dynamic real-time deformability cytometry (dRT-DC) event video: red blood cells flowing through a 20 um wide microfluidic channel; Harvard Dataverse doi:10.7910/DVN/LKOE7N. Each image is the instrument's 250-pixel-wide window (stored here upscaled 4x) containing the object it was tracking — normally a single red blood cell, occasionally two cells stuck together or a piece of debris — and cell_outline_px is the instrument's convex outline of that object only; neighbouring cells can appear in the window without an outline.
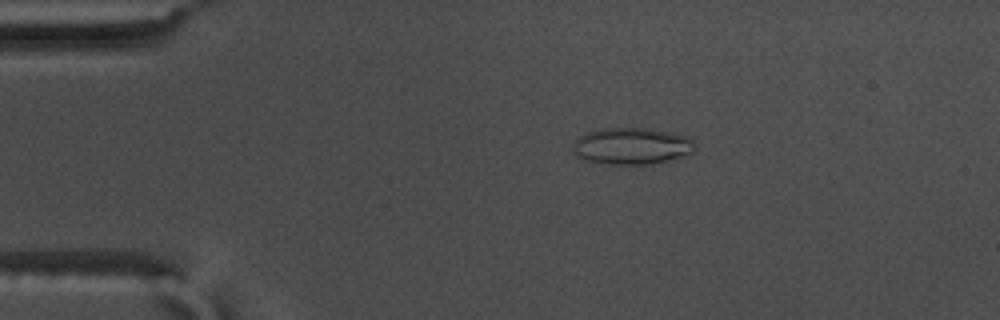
{"species": "common noctule bat (a hibernating species)", "species_latin": "Nyctalus noctula", "temperature_condition": "warm", "stored_images_in_passage": 49, "camera_frame_rate_fps": 3000, "um_per_image_px": 0.085, "animal": {"sex": "male", "body_mass_g": 17.5, "forearm_length_mm": 52.3}, "frame": {"image": 1, "passage_image": 4, "time_ms": 1.0, "image_size_px": [1000, 320], "cell_outline_px": [[696, 148], [692, 152], [664, 160], [648, 164], [612, 164], [584, 160], [572, 148], [576, 140], [580, 136], [588, 132], [600, 128], [644, 128], [688, 136], [696, 144]], "centroid_in_image_um": [53.69, 12.4], "position_along_channel_um": 31.3, "area_um2": 25.49}}
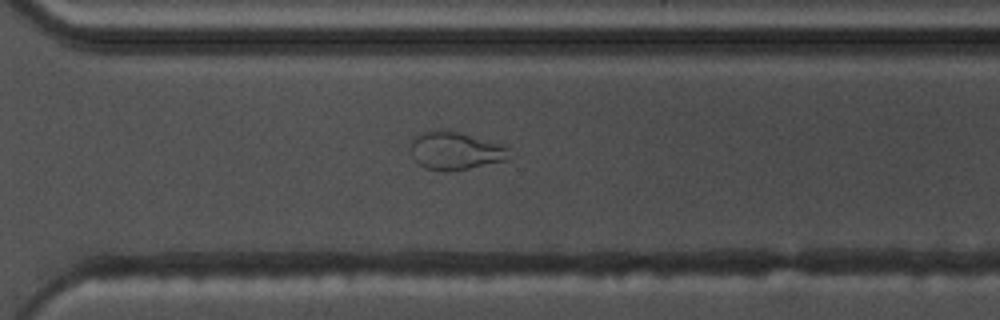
{"frame": {"image": 2, "passage_image": 33, "time_ms": 10.667, "image_size_px": [1000, 320], "cell_outline_px": [[512, 160], [468, 168], [424, 168], [412, 156], [408, 148], [412, 140], [420, 132], [436, 128], [456, 132], [496, 144], [508, 148], [512, 156]], "centroid_in_image_um": [38.68, 12.78], "position_along_channel_um": 331.9, "area_um2": 21.21}}
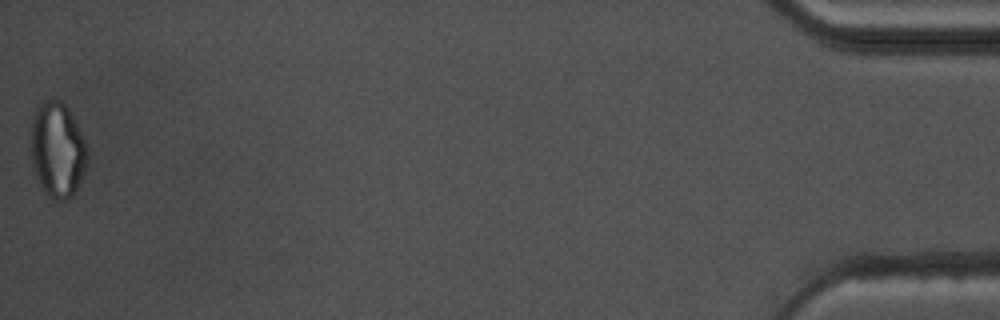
{"frame": {"image": 3, "passage_image": 49, "time_ms": 16.0, "image_size_px": [1000, 320], "cell_outline_px": [[88, 164], [76, 192], [68, 200], [56, 200], [40, 188], [36, 176], [32, 156], [32, 120], [36, 108], [44, 100], [52, 96], [60, 100], [68, 108], [76, 120], [84, 140], [88, 152]], "centroid_in_image_um": [4.92, 12.72], "position_along_channel_um": 430.3, "area_um2": 31.62}, "authors_computed_cell_mechanics": {"area_um2": 22.0796, "velocity_mm_per_s": 3.6528, "shape_relaxation_time_tau1_ms": null, "shape_relaxation_time_tau2_ms": 1.7117, "deformation_change_tau1": null, "deformation_change_tau2": 0.0814}}